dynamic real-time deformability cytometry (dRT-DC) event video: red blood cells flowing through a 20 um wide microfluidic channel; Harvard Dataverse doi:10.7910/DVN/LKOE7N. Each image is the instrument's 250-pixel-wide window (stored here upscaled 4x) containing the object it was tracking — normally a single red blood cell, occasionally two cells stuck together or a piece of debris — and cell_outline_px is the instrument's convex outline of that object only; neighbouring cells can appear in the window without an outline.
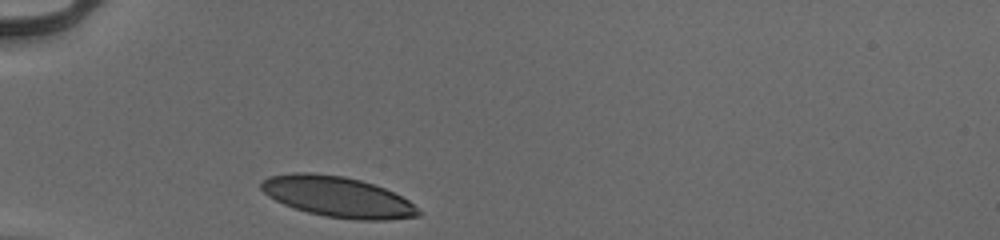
{"species": "human", "species_latin": "Homo sapiens", "temperature_condition": "cold", "stored_images_in_passage": 28, "camera_frame_rate_fps": 3000, "um_per_image_px": 0.085, "donor": {"sex": "male"}, "frame": {"image": 1, "passage_image": 1, "time_ms": 0.0, "image_size_px": [1000, 240], "cell_outline_px": [[424, 212], [420, 216], [388, 220], [356, 220], [324, 216], [308, 212], [284, 204], [268, 196], [260, 188], [260, 180], [268, 176], [292, 172], [312, 172], [344, 176], [360, 180], [384, 188], [408, 200]], "centroid_in_image_um": [28.69, 16.72], "position_along_channel_um": 56.3, "area_um2": 37.4}}
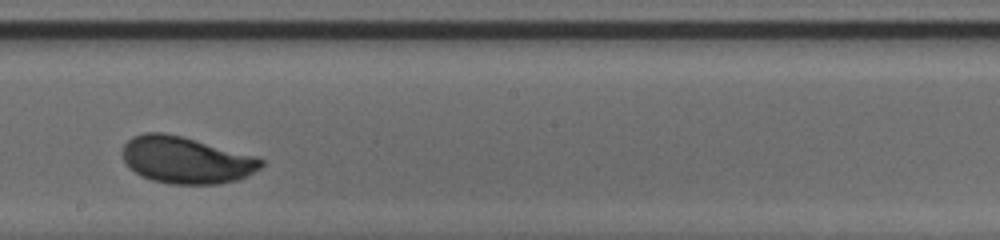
{"frame": {"image": 2, "passage_image": 16, "time_ms": 5.0, "image_size_px": [1000, 240], "cell_outline_px": [[264, 164], [260, 168], [236, 180], [220, 184], [168, 184], [152, 180], [140, 176], [128, 168], [120, 152], [124, 144], [132, 136], [144, 132], [164, 132], [184, 136], [256, 156], [264, 160]], "centroid_in_image_um": [15.76, 13.59], "position_along_channel_um": 232.4, "area_um2": 38.26}}
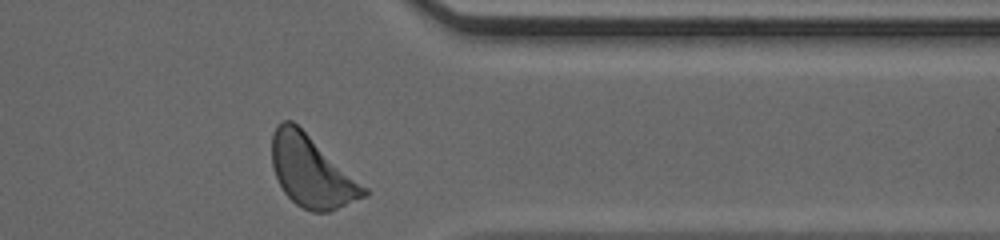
{"frame": {"image": 3, "passage_image": 28, "time_ms": 9.0, "image_size_px": [1000, 240], "cell_outline_px": [[368, 196], [328, 212], [312, 212], [296, 204], [284, 192], [272, 168], [272, 132], [284, 120], [292, 120], [368, 188]], "centroid_in_image_um": [26.49, 14.59], "position_along_channel_um": 384.9, "area_um2": 37.86}, "authors_computed_cell_mechanics": {"area_um2": 37.57, "velocity_mm_per_s": 3.9076, "shape_relaxation_time_tau1_ms": 1.5034, "shape_relaxation_time_tau2_ms": null, "deformation_change_tau1": 0.1116, "deformation_change_tau2": null}}